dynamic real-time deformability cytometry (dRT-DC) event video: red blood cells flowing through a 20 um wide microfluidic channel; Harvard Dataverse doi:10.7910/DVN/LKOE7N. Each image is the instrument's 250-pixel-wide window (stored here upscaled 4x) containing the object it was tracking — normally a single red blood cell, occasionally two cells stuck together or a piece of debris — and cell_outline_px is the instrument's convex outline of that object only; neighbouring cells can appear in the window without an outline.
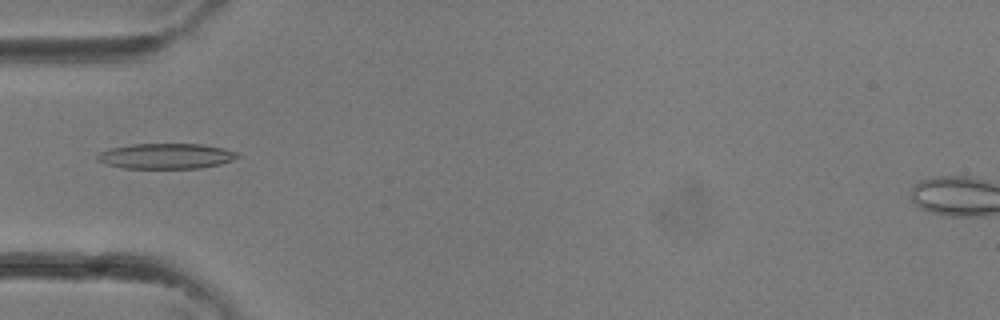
{"species": "common noctule bat (a hibernating species)", "species_latin": "Nyctalus noctula", "temperature_condition": "room temperature", "stored_images_in_passage": 32, "camera_frame_rate_fps": 3000, "um_per_image_px": 0.085, "animal": {"sex": "female"}, "frame": {"image": 1, "passage_image": 9, "time_ms": 2.667, "image_size_px": [1000, 320], "cell_outline_px": [[240, 156], [232, 160], [220, 164], [200, 168], [124, 168], [108, 164], [96, 160], [96, 156], [100, 152], [112, 148], [132, 144], [204, 144], [224, 148], [236, 152]], "centroid_in_image_um": [14.13, 13.26], "position_along_channel_um": 70.9, "area_um2": 20.63}}
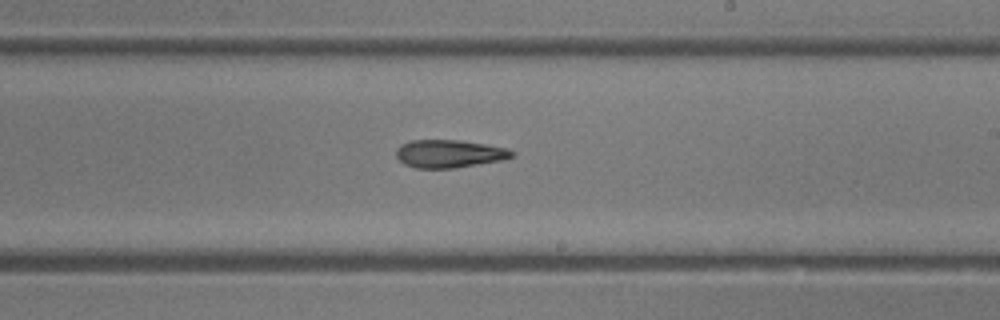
{"frame": {"image": 2, "passage_image": 18, "time_ms": 5.667, "image_size_px": [1000, 320], "cell_outline_px": [[516, 156], [504, 160], [456, 168], [416, 168], [404, 164], [396, 156], [396, 148], [400, 144], [412, 140], [460, 140], [508, 148], [516, 152]], "centroid_in_image_um": [38.22, 13.07], "position_along_channel_um": 250.8, "area_um2": 19.07}}
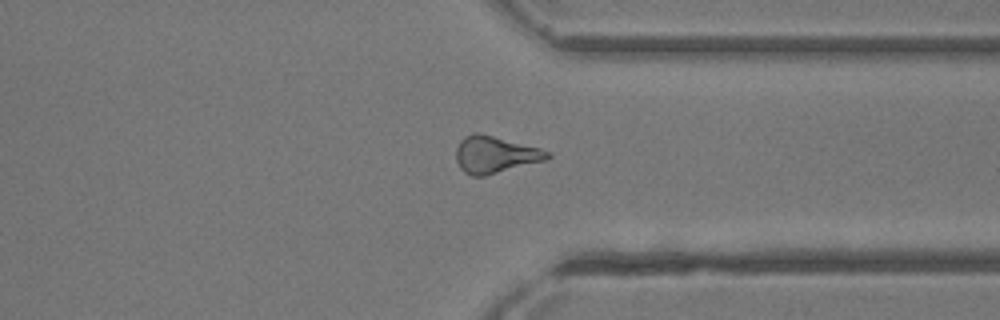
{"frame": {"image": 3, "passage_image": 24, "time_ms": 7.667, "image_size_px": [1000, 320], "cell_outline_px": [[552, 156], [548, 160], [484, 176], [472, 176], [464, 172], [460, 168], [456, 160], [456, 148], [460, 140], [464, 136], [476, 132], [480, 132], [540, 148], [552, 152]], "centroid_in_image_um": [42.11, 13.14], "position_along_channel_um": 369.3, "area_um2": 19.94}}